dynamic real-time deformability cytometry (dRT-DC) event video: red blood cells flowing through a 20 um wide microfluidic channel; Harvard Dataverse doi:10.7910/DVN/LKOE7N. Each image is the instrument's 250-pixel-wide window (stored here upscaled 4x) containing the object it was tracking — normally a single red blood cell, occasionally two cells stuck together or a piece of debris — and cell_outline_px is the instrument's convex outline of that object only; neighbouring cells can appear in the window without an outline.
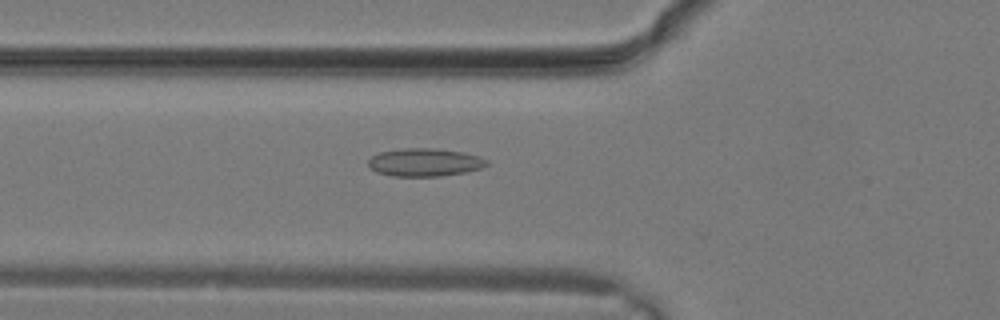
{"species": "common noctule bat (a hibernating species)", "species_latin": "Nyctalus noctula", "temperature_condition": "warm", "stored_images_in_passage": 9, "camera_frame_rate_fps": 3000, "um_per_image_px": 0.085, "animal": {"sex": "male", "body_mass_g": 19.2, "forearm_length_mm": 51.8}, "frame": {"image": 1, "passage_image": 4, "time_ms": 1.0, "image_size_px": [1000, 320], "cell_outline_px": [[488, 164], [480, 168], [464, 172], [440, 176], [392, 176], [376, 172], [368, 168], [368, 160], [372, 156], [380, 152], [404, 148], [428, 148], [460, 152], [480, 156], [488, 160]], "centroid_in_image_um": [36.05, 13.8], "position_along_channel_um": 89.7, "area_um2": 19.19}}
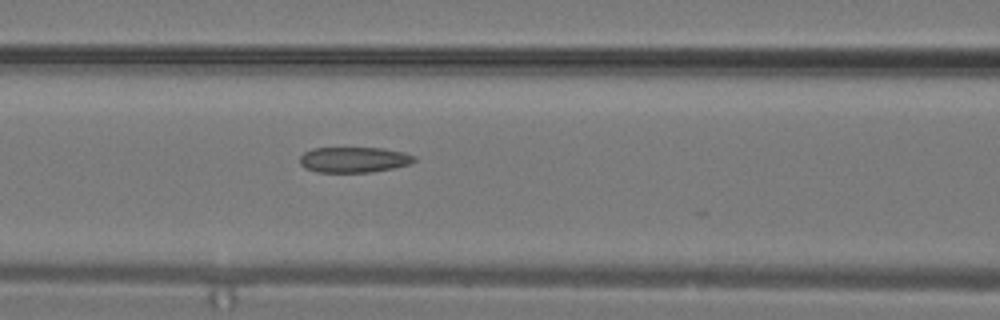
{"frame": {"image": 2, "passage_image": 6, "time_ms": 1.667, "image_size_px": [1000, 320], "cell_outline_px": [[416, 160], [408, 164], [392, 168], [372, 172], [316, 172], [304, 168], [300, 164], [300, 156], [304, 152], [312, 148], [380, 148], [404, 152], [416, 156]], "centroid_in_image_um": [30.05, 13.57], "position_along_channel_um": 136.5, "area_um2": 17.05}}
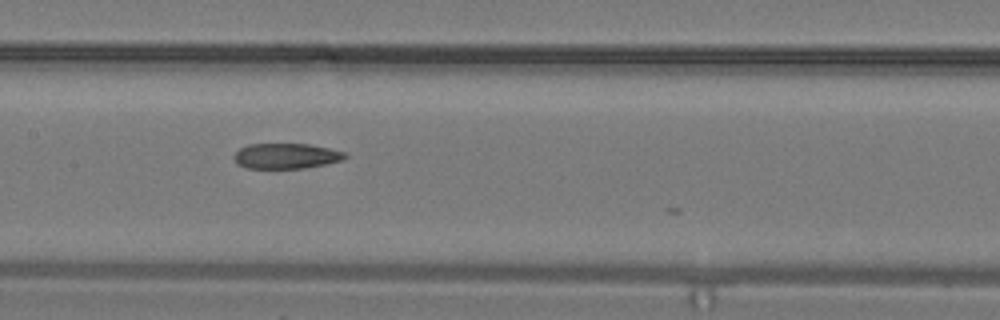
{"frame": {"image": 3, "passage_image": 8, "time_ms": 2.333, "image_size_px": [1000, 320], "cell_outline_px": [[348, 156], [344, 160], [328, 164], [304, 168], [244, 168], [236, 164], [232, 156], [240, 148], [248, 144], [308, 144], [328, 148], [344, 152]], "centroid_in_image_um": [24.31, 13.27], "position_along_channel_um": 183.1, "area_um2": 16.59}}